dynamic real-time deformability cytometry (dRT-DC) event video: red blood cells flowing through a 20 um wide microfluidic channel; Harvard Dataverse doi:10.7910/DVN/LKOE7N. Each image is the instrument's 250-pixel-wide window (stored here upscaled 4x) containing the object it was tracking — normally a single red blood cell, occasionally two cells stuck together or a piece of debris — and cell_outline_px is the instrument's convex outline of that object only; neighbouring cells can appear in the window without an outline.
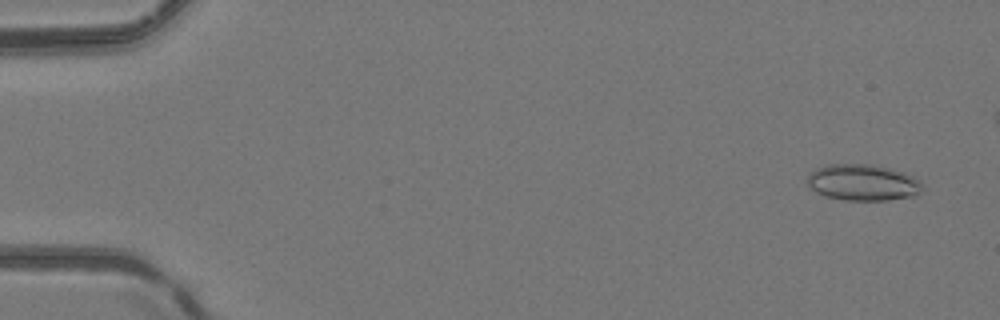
{"species": "common noctule bat (a hibernating species)", "species_latin": "Nyctalus noctula", "temperature_condition": "room temperature", "stored_images_in_passage": 52, "camera_frame_rate_fps": 3000, "um_per_image_px": 0.085, "animal": {"sex": "female", "body_mass_g": 24.6, "forearm_length_mm": 56.2}, "frame": {"image": 1, "passage_image": 3, "time_ms": 0.667, "image_size_px": [1000, 320], "cell_outline_px": [[924, 188], [916, 196], [888, 200], [844, 200], [824, 196], [816, 192], [808, 184], [808, 176], [816, 168], [828, 164], [872, 164], [904, 172], [912, 176], [924, 184]], "centroid_in_image_um": [73.38, 15.52], "position_along_channel_um": 11.6, "area_um2": 24.45}}
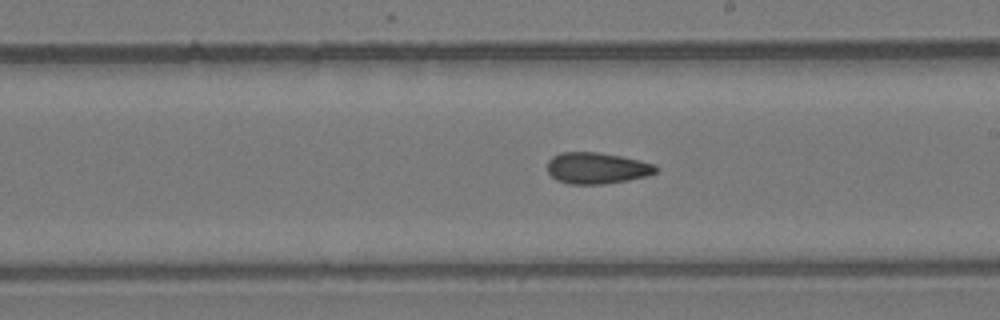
{"frame": {"image": 2, "passage_image": 30, "time_ms": 9.667, "image_size_px": [1000, 320], "cell_outline_px": [[660, 168], [656, 172], [648, 176], [628, 180], [604, 184], [568, 184], [556, 180], [548, 172], [548, 160], [552, 156], [560, 152], [596, 152], [620, 156], [640, 160], [656, 164]], "centroid_in_image_um": [50.75, 14.29], "position_along_channel_um": 238.2, "area_um2": 20.0}}
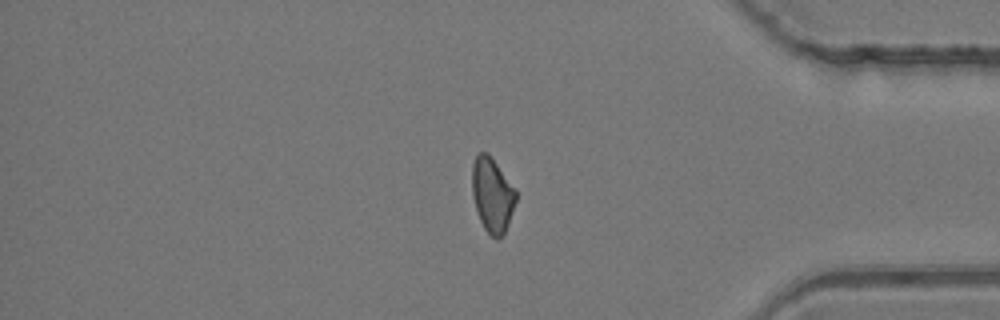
{"frame": {"image": 3, "passage_image": 43, "time_ms": 14.0, "image_size_px": [1000, 320], "cell_outline_px": [[516, 200], [508, 224], [504, 232], [496, 240], [484, 228], [480, 220], [472, 196], [472, 164], [476, 156], [480, 152], [488, 152], [516, 188]], "centroid_in_image_um": [41.84, 16.53], "position_along_channel_um": 393.4, "area_um2": 19.02}, "authors_computed_cell_mechanics": {"area_um2": 20.1144, "velocity_mm_per_s": 4.1528, "shape_relaxation_time_tau1_ms": null, "shape_relaxation_time_tau2_ms": 4.5183, "deformation_change_tau1": null, "deformation_change_tau2": 0.096}}